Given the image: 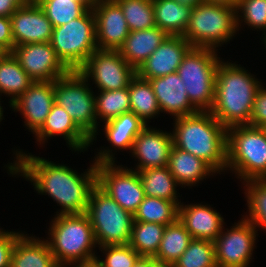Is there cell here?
<instances>
[{"label":"cell","mask_w":266,"mask_h":267,"mask_svg":"<svg viewBox=\"0 0 266 267\" xmlns=\"http://www.w3.org/2000/svg\"><path fill=\"white\" fill-rule=\"evenodd\" d=\"M257 231L258 228L247 221L244 215L230 230L225 232L222 229L214 241L217 267H247L256 247Z\"/></svg>","instance_id":"cell-13"},{"label":"cell","mask_w":266,"mask_h":267,"mask_svg":"<svg viewBox=\"0 0 266 267\" xmlns=\"http://www.w3.org/2000/svg\"><path fill=\"white\" fill-rule=\"evenodd\" d=\"M178 219L193 239L215 241L224 229V218L210 205L180 203Z\"/></svg>","instance_id":"cell-20"},{"label":"cell","mask_w":266,"mask_h":267,"mask_svg":"<svg viewBox=\"0 0 266 267\" xmlns=\"http://www.w3.org/2000/svg\"><path fill=\"white\" fill-rule=\"evenodd\" d=\"M134 112L121 114L105 122L104 134L115 150H130L137 135L147 126Z\"/></svg>","instance_id":"cell-27"},{"label":"cell","mask_w":266,"mask_h":267,"mask_svg":"<svg viewBox=\"0 0 266 267\" xmlns=\"http://www.w3.org/2000/svg\"><path fill=\"white\" fill-rule=\"evenodd\" d=\"M76 267H102V265L97 261V259L87 261V262H82L79 264L75 265ZM72 266V267H75Z\"/></svg>","instance_id":"cell-47"},{"label":"cell","mask_w":266,"mask_h":267,"mask_svg":"<svg viewBox=\"0 0 266 267\" xmlns=\"http://www.w3.org/2000/svg\"><path fill=\"white\" fill-rule=\"evenodd\" d=\"M53 27L68 24L81 17L90 6L83 0H35Z\"/></svg>","instance_id":"cell-34"},{"label":"cell","mask_w":266,"mask_h":267,"mask_svg":"<svg viewBox=\"0 0 266 267\" xmlns=\"http://www.w3.org/2000/svg\"><path fill=\"white\" fill-rule=\"evenodd\" d=\"M155 25L168 35L183 36L192 7L175 0H152Z\"/></svg>","instance_id":"cell-26"},{"label":"cell","mask_w":266,"mask_h":267,"mask_svg":"<svg viewBox=\"0 0 266 267\" xmlns=\"http://www.w3.org/2000/svg\"><path fill=\"white\" fill-rule=\"evenodd\" d=\"M11 53L34 82H54L70 71L50 42L15 46Z\"/></svg>","instance_id":"cell-14"},{"label":"cell","mask_w":266,"mask_h":267,"mask_svg":"<svg viewBox=\"0 0 266 267\" xmlns=\"http://www.w3.org/2000/svg\"><path fill=\"white\" fill-rule=\"evenodd\" d=\"M95 95V111L97 119L107 122L119 117L123 113L130 112V100L128 87L120 90L98 91Z\"/></svg>","instance_id":"cell-35"},{"label":"cell","mask_w":266,"mask_h":267,"mask_svg":"<svg viewBox=\"0 0 266 267\" xmlns=\"http://www.w3.org/2000/svg\"><path fill=\"white\" fill-rule=\"evenodd\" d=\"M248 125L266 129V88H259L254 99L250 122Z\"/></svg>","instance_id":"cell-41"},{"label":"cell","mask_w":266,"mask_h":267,"mask_svg":"<svg viewBox=\"0 0 266 267\" xmlns=\"http://www.w3.org/2000/svg\"><path fill=\"white\" fill-rule=\"evenodd\" d=\"M149 81L161 113L166 112L177 118L198 112L189 101L183 80L176 72Z\"/></svg>","instance_id":"cell-21"},{"label":"cell","mask_w":266,"mask_h":267,"mask_svg":"<svg viewBox=\"0 0 266 267\" xmlns=\"http://www.w3.org/2000/svg\"><path fill=\"white\" fill-rule=\"evenodd\" d=\"M263 35H265V36H264L263 40H261V41H263V43L265 44V48H266V33Z\"/></svg>","instance_id":"cell-53"},{"label":"cell","mask_w":266,"mask_h":267,"mask_svg":"<svg viewBox=\"0 0 266 267\" xmlns=\"http://www.w3.org/2000/svg\"><path fill=\"white\" fill-rule=\"evenodd\" d=\"M168 168L181 187L193 186L206 179V176L216 174V171L203 159L174 146L169 155Z\"/></svg>","instance_id":"cell-25"},{"label":"cell","mask_w":266,"mask_h":267,"mask_svg":"<svg viewBox=\"0 0 266 267\" xmlns=\"http://www.w3.org/2000/svg\"><path fill=\"white\" fill-rule=\"evenodd\" d=\"M85 213L91 222L98 247L129 244L133 214L124 210L98 184L91 190Z\"/></svg>","instance_id":"cell-8"},{"label":"cell","mask_w":266,"mask_h":267,"mask_svg":"<svg viewBox=\"0 0 266 267\" xmlns=\"http://www.w3.org/2000/svg\"><path fill=\"white\" fill-rule=\"evenodd\" d=\"M91 8L96 19L97 48L118 51L130 32L120 5L115 0H97Z\"/></svg>","instance_id":"cell-15"},{"label":"cell","mask_w":266,"mask_h":267,"mask_svg":"<svg viewBox=\"0 0 266 267\" xmlns=\"http://www.w3.org/2000/svg\"><path fill=\"white\" fill-rule=\"evenodd\" d=\"M54 135L64 137L72 151L81 153L91 145V140L76 126L68 112L56 103L53 104L42 127L35 133V138L40 145Z\"/></svg>","instance_id":"cell-22"},{"label":"cell","mask_w":266,"mask_h":267,"mask_svg":"<svg viewBox=\"0 0 266 267\" xmlns=\"http://www.w3.org/2000/svg\"><path fill=\"white\" fill-rule=\"evenodd\" d=\"M192 45L181 35H168L162 44L136 70L145 80L175 73Z\"/></svg>","instance_id":"cell-18"},{"label":"cell","mask_w":266,"mask_h":267,"mask_svg":"<svg viewBox=\"0 0 266 267\" xmlns=\"http://www.w3.org/2000/svg\"><path fill=\"white\" fill-rule=\"evenodd\" d=\"M2 107L3 106H1V103H0V122L3 120V108Z\"/></svg>","instance_id":"cell-52"},{"label":"cell","mask_w":266,"mask_h":267,"mask_svg":"<svg viewBox=\"0 0 266 267\" xmlns=\"http://www.w3.org/2000/svg\"><path fill=\"white\" fill-rule=\"evenodd\" d=\"M33 82L12 53L0 59V95L3 93L8 95L10 104L21 96Z\"/></svg>","instance_id":"cell-30"},{"label":"cell","mask_w":266,"mask_h":267,"mask_svg":"<svg viewBox=\"0 0 266 267\" xmlns=\"http://www.w3.org/2000/svg\"><path fill=\"white\" fill-rule=\"evenodd\" d=\"M54 103V82H33L9 106L14 112H21L25 119V126L35 134L44 124Z\"/></svg>","instance_id":"cell-17"},{"label":"cell","mask_w":266,"mask_h":267,"mask_svg":"<svg viewBox=\"0 0 266 267\" xmlns=\"http://www.w3.org/2000/svg\"><path fill=\"white\" fill-rule=\"evenodd\" d=\"M85 3H87L90 7L93 6V4L97 1V0H83Z\"/></svg>","instance_id":"cell-51"},{"label":"cell","mask_w":266,"mask_h":267,"mask_svg":"<svg viewBox=\"0 0 266 267\" xmlns=\"http://www.w3.org/2000/svg\"><path fill=\"white\" fill-rule=\"evenodd\" d=\"M13 163L7 171L12 175L25 177L33 183L34 189L43 195H50L61 206L58 214H81L87 211L89 196L97 184V164L94 162L84 173L76 172L64 164H55L39 156L15 151Z\"/></svg>","instance_id":"cell-1"},{"label":"cell","mask_w":266,"mask_h":267,"mask_svg":"<svg viewBox=\"0 0 266 267\" xmlns=\"http://www.w3.org/2000/svg\"><path fill=\"white\" fill-rule=\"evenodd\" d=\"M0 43L11 53L14 48L10 17L0 16Z\"/></svg>","instance_id":"cell-43"},{"label":"cell","mask_w":266,"mask_h":267,"mask_svg":"<svg viewBox=\"0 0 266 267\" xmlns=\"http://www.w3.org/2000/svg\"><path fill=\"white\" fill-rule=\"evenodd\" d=\"M192 240L191 234L185 229L179 219H177L174 223L166 225L159 250L154 258L172 267Z\"/></svg>","instance_id":"cell-29"},{"label":"cell","mask_w":266,"mask_h":267,"mask_svg":"<svg viewBox=\"0 0 266 267\" xmlns=\"http://www.w3.org/2000/svg\"><path fill=\"white\" fill-rule=\"evenodd\" d=\"M88 82L78 70L69 71L54 81V97L55 103L68 112L93 144L100 122L95 111V95Z\"/></svg>","instance_id":"cell-9"},{"label":"cell","mask_w":266,"mask_h":267,"mask_svg":"<svg viewBox=\"0 0 266 267\" xmlns=\"http://www.w3.org/2000/svg\"><path fill=\"white\" fill-rule=\"evenodd\" d=\"M11 267H59L50 251L47 239L22 233L15 242Z\"/></svg>","instance_id":"cell-24"},{"label":"cell","mask_w":266,"mask_h":267,"mask_svg":"<svg viewBox=\"0 0 266 267\" xmlns=\"http://www.w3.org/2000/svg\"><path fill=\"white\" fill-rule=\"evenodd\" d=\"M167 37L168 34L157 26L131 31L118 51L127 63L137 70Z\"/></svg>","instance_id":"cell-23"},{"label":"cell","mask_w":266,"mask_h":267,"mask_svg":"<svg viewBox=\"0 0 266 267\" xmlns=\"http://www.w3.org/2000/svg\"><path fill=\"white\" fill-rule=\"evenodd\" d=\"M130 111L134 112L147 124L149 119L160 114V108L149 80L140 78L137 74L128 86Z\"/></svg>","instance_id":"cell-31"},{"label":"cell","mask_w":266,"mask_h":267,"mask_svg":"<svg viewBox=\"0 0 266 267\" xmlns=\"http://www.w3.org/2000/svg\"><path fill=\"white\" fill-rule=\"evenodd\" d=\"M133 267H169L154 257H144L141 256Z\"/></svg>","instance_id":"cell-45"},{"label":"cell","mask_w":266,"mask_h":267,"mask_svg":"<svg viewBox=\"0 0 266 267\" xmlns=\"http://www.w3.org/2000/svg\"><path fill=\"white\" fill-rule=\"evenodd\" d=\"M173 146L207 162L217 174L227 170V128L211 112L177 117Z\"/></svg>","instance_id":"cell-3"},{"label":"cell","mask_w":266,"mask_h":267,"mask_svg":"<svg viewBox=\"0 0 266 267\" xmlns=\"http://www.w3.org/2000/svg\"><path fill=\"white\" fill-rule=\"evenodd\" d=\"M98 91L120 90L129 86L136 70L117 50L96 49L78 70Z\"/></svg>","instance_id":"cell-12"},{"label":"cell","mask_w":266,"mask_h":267,"mask_svg":"<svg viewBox=\"0 0 266 267\" xmlns=\"http://www.w3.org/2000/svg\"><path fill=\"white\" fill-rule=\"evenodd\" d=\"M145 196L162 198L175 202L178 206L179 202L177 194L178 182L173 177L168 166L148 168L138 171Z\"/></svg>","instance_id":"cell-28"},{"label":"cell","mask_w":266,"mask_h":267,"mask_svg":"<svg viewBox=\"0 0 266 267\" xmlns=\"http://www.w3.org/2000/svg\"><path fill=\"white\" fill-rule=\"evenodd\" d=\"M10 20L14 47L50 42L54 27L35 0L27 6L18 7Z\"/></svg>","instance_id":"cell-16"},{"label":"cell","mask_w":266,"mask_h":267,"mask_svg":"<svg viewBox=\"0 0 266 267\" xmlns=\"http://www.w3.org/2000/svg\"><path fill=\"white\" fill-rule=\"evenodd\" d=\"M18 7L13 0H0V16L11 17Z\"/></svg>","instance_id":"cell-44"},{"label":"cell","mask_w":266,"mask_h":267,"mask_svg":"<svg viewBox=\"0 0 266 267\" xmlns=\"http://www.w3.org/2000/svg\"><path fill=\"white\" fill-rule=\"evenodd\" d=\"M242 183L247 187L244 193L249 209V214L244 218L256 228L266 230V179H252Z\"/></svg>","instance_id":"cell-36"},{"label":"cell","mask_w":266,"mask_h":267,"mask_svg":"<svg viewBox=\"0 0 266 267\" xmlns=\"http://www.w3.org/2000/svg\"><path fill=\"white\" fill-rule=\"evenodd\" d=\"M48 245L59 267L96 259L98 247L94 230L86 213L58 214L50 223Z\"/></svg>","instance_id":"cell-4"},{"label":"cell","mask_w":266,"mask_h":267,"mask_svg":"<svg viewBox=\"0 0 266 267\" xmlns=\"http://www.w3.org/2000/svg\"><path fill=\"white\" fill-rule=\"evenodd\" d=\"M175 1H177L180 4H185L191 7H195L199 5L201 2H203L204 0H175Z\"/></svg>","instance_id":"cell-48"},{"label":"cell","mask_w":266,"mask_h":267,"mask_svg":"<svg viewBox=\"0 0 266 267\" xmlns=\"http://www.w3.org/2000/svg\"><path fill=\"white\" fill-rule=\"evenodd\" d=\"M216 50L192 47L176 73L183 80L187 97L198 112H210L214 103L216 71L220 57Z\"/></svg>","instance_id":"cell-7"},{"label":"cell","mask_w":266,"mask_h":267,"mask_svg":"<svg viewBox=\"0 0 266 267\" xmlns=\"http://www.w3.org/2000/svg\"><path fill=\"white\" fill-rule=\"evenodd\" d=\"M205 2H211V3H219V4H226L232 7H237L240 0H204Z\"/></svg>","instance_id":"cell-46"},{"label":"cell","mask_w":266,"mask_h":267,"mask_svg":"<svg viewBox=\"0 0 266 267\" xmlns=\"http://www.w3.org/2000/svg\"><path fill=\"white\" fill-rule=\"evenodd\" d=\"M236 12L238 31L241 28L239 25L241 26V22L243 23L244 21L245 25L250 26L251 29H261L264 31L263 34H265L266 0H240L236 7Z\"/></svg>","instance_id":"cell-39"},{"label":"cell","mask_w":266,"mask_h":267,"mask_svg":"<svg viewBox=\"0 0 266 267\" xmlns=\"http://www.w3.org/2000/svg\"><path fill=\"white\" fill-rule=\"evenodd\" d=\"M178 205L162 198L147 197L134 213V221L169 225L178 219Z\"/></svg>","instance_id":"cell-33"},{"label":"cell","mask_w":266,"mask_h":267,"mask_svg":"<svg viewBox=\"0 0 266 267\" xmlns=\"http://www.w3.org/2000/svg\"><path fill=\"white\" fill-rule=\"evenodd\" d=\"M99 248L105 254L102 260L96 257L102 267H133L141 257L129 244L107 245Z\"/></svg>","instance_id":"cell-40"},{"label":"cell","mask_w":266,"mask_h":267,"mask_svg":"<svg viewBox=\"0 0 266 267\" xmlns=\"http://www.w3.org/2000/svg\"><path fill=\"white\" fill-rule=\"evenodd\" d=\"M172 146L171 132L157 130L147 125L135 138L130 151L133 157L138 159L135 170L168 166Z\"/></svg>","instance_id":"cell-19"},{"label":"cell","mask_w":266,"mask_h":267,"mask_svg":"<svg viewBox=\"0 0 266 267\" xmlns=\"http://www.w3.org/2000/svg\"><path fill=\"white\" fill-rule=\"evenodd\" d=\"M227 169L243 182L266 179V129L248 124L227 128Z\"/></svg>","instance_id":"cell-5"},{"label":"cell","mask_w":266,"mask_h":267,"mask_svg":"<svg viewBox=\"0 0 266 267\" xmlns=\"http://www.w3.org/2000/svg\"><path fill=\"white\" fill-rule=\"evenodd\" d=\"M165 225L134 221L129 245L144 257H154L160 246Z\"/></svg>","instance_id":"cell-32"},{"label":"cell","mask_w":266,"mask_h":267,"mask_svg":"<svg viewBox=\"0 0 266 267\" xmlns=\"http://www.w3.org/2000/svg\"><path fill=\"white\" fill-rule=\"evenodd\" d=\"M121 7L129 31L155 27L152 0H115Z\"/></svg>","instance_id":"cell-37"},{"label":"cell","mask_w":266,"mask_h":267,"mask_svg":"<svg viewBox=\"0 0 266 267\" xmlns=\"http://www.w3.org/2000/svg\"><path fill=\"white\" fill-rule=\"evenodd\" d=\"M97 153L93 161L97 164V184L124 210L134 215L145 198L138 171L116 165L112 149L101 148Z\"/></svg>","instance_id":"cell-11"},{"label":"cell","mask_w":266,"mask_h":267,"mask_svg":"<svg viewBox=\"0 0 266 267\" xmlns=\"http://www.w3.org/2000/svg\"><path fill=\"white\" fill-rule=\"evenodd\" d=\"M240 64L220 61L216 71L211 114L226 128L249 124L254 99L262 83Z\"/></svg>","instance_id":"cell-2"},{"label":"cell","mask_w":266,"mask_h":267,"mask_svg":"<svg viewBox=\"0 0 266 267\" xmlns=\"http://www.w3.org/2000/svg\"><path fill=\"white\" fill-rule=\"evenodd\" d=\"M172 267H217L214 242L193 239Z\"/></svg>","instance_id":"cell-38"},{"label":"cell","mask_w":266,"mask_h":267,"mask_svg":"<svg viewBox=\"0 0 266 267\" xmlns=\"http://www.w3.org/2000/svg\"><path fill=\"white\" fill-rule=\"evenodd\" d=\"M19 7L27 6L31 4L34 0H13Z\"/></svg>","instance_id":"cell-49"},{"label":"cell","mask_w":266,"mask_h":267,"mask_svg":"<svg viewBox=\"0 0 266 267\" xmlns=\"http://www.w3.org/2000/svg\"><path fill=\"white\" fill-rule=\"evenodd\" d=\"M10 52L0 43V59L6 57Z\"/></svg>","instance_id":"cell-50"},{"label":"cell","mask_w":266,"mask_h":267,"mask_svg":"<svg viewBox=\"0 0 266 267\" xmlns=\"http://www.w3.org/2000/svg\"><path fill=\"white\" fill-rule=\"evenodd\" d=\"M50 44L70 71L79 70L97 49L93 9L90 7L68 24L54 27Z\"/></svg>","instance_id":"cell-10"},{"label":"cell","mask_w":266,"mask_h":267,"mask_svg":"<svg viewBox=\"0 0 266 267\" xmlns=\"http://www.w3.org/2000/svg\"><path fill=\"white\" fill-rule=\"evenodd\" d=\"M22 233L0 229V267H11V255L16 239Z\"/></svg>","instance_id":"cell-42"},{"label":"cell","mask_w":266,"mask_h":267,"mask_svg":"<svg viewBox=\"0 0 266 267\" xmlns=\"http://www.w3.org/2000/svg\"><path fill=\"white\" fill-rule=\"evenodd\" d=\"M236 14L235 7L203 1L192 7L183 37L192 47L217 51L216 47L226 44L236 35Z\"/></svg>","instance_id":"cell-6"}]
</instances>
